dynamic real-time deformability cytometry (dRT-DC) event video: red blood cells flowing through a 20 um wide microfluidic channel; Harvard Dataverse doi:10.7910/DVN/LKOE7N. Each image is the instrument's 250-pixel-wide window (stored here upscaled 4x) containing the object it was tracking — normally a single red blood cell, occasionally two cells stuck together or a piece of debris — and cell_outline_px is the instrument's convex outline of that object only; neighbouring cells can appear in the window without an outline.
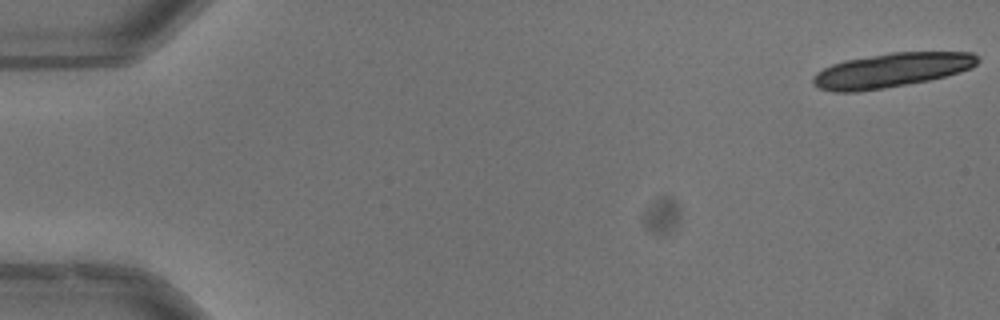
{"species": "common noctule bat (a hibernating species)", "species_latin": "Nyctalus noctula", "temperature_condition": "warm", "stored_images_in_passage": 21, "camera_frame_rate_fps": 3000, "um_per_image_px": 0.085, "animal": {"sex": "male", "body_mass_g": 13.3}, "frame": {"image": 1, "passage_image": 1, "time_ms": 0.0, "image_size_px": [1000, 320], "cell_outline_px": [[980, 60], [972, 68], [960, 72], [928, 80], [908, 84], [884, 88], [856, 92], [832, 92], [816, 88], [812, 84], [812, 76], [816, 72], [832, 64], [844, 60], [892, 52], [972, 52]], "centroid_in_image_um": [75.72, 5.98], "position_along_channel_um": 9.3, "area_um2": 33.06}}
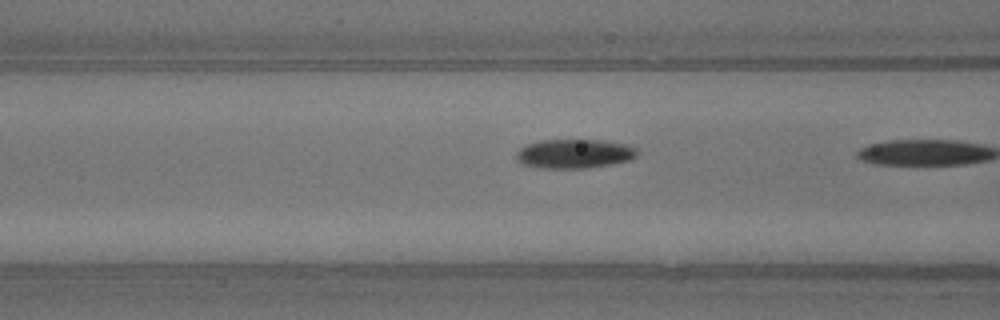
{"frame": {"image": 2, "passage_image": 20, "time_ms": 6.333, "image_size_px": [1000, 320], "cell_outline_px": [[636, 156], [632, 160], [584, 168], [544, 168], [524, 164], [516, 160], [516, 152], [520, 148], [528, 144], [540, 140], [604, 140], [632, 144], [636, 148]], "centroid_in_image_um": [48.85, 13.05], "position_along_channel_um": 117.7, "area_um2": 20.58}}